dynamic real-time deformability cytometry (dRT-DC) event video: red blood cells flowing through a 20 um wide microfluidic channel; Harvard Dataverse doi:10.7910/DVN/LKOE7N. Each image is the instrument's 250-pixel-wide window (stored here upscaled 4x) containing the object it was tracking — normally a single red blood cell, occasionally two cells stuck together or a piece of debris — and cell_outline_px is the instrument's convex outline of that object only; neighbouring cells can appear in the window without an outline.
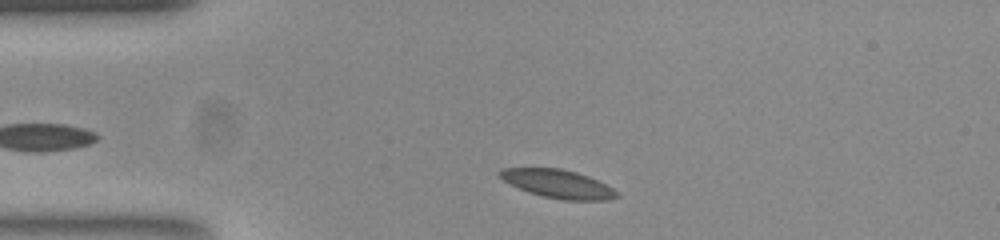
{"species": "common noctule bat (a hibernating species)", "species_latin": "Nyctalus noctula", "temperature_condition": "room temperature", "stored_images_in_passage": 40, "camera_frame_rate_fps": 3000, "um_per_image_px": 0.085, "animal": {"sex": "female", "body_mass_g": 23.0, "forearm_length_mm": 53.4}, "frame": {"image": 1, "passage_image": 3, "time_ms": 0.667, "image_size_px": [1000, 240], "cell_outline_px": [[620, 196], [608, 200], [564, 200], [544, 196], [528, 192], [504, 180], [496, 172], [500, 168], [560, 168], [576, 172], [588, 176], [612, 188]], "centroid_in_image_um": [47.41, 15.62], "position_along_channel_um": 37.6, "area_um2": 19.07}}
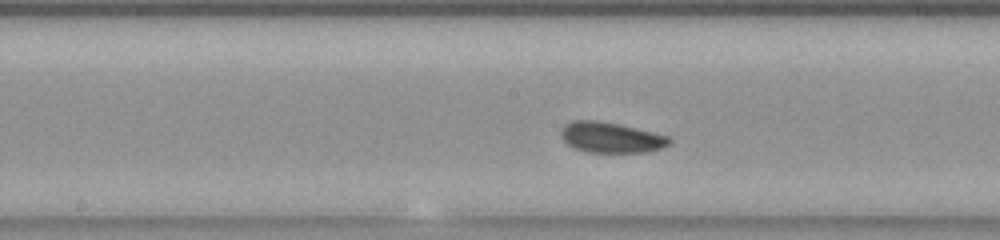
{"frame": {"image": 2, "passage_image": 18, "time_ms": 5.667, "image_size_px": [1000, 240], "cell_outline_px": [[672, 140], [664, 148], [648, 152], [588, 152], [576, 148], [568, 144], [560, 136], [560, 132], [564, 124], [572, 120], [596, 120], [620, 124], [668, 136]], "centroid_in_image_um": [51.93, 11.68], "position_along_channel_um": 196.3, "area_um2": 19.31}}
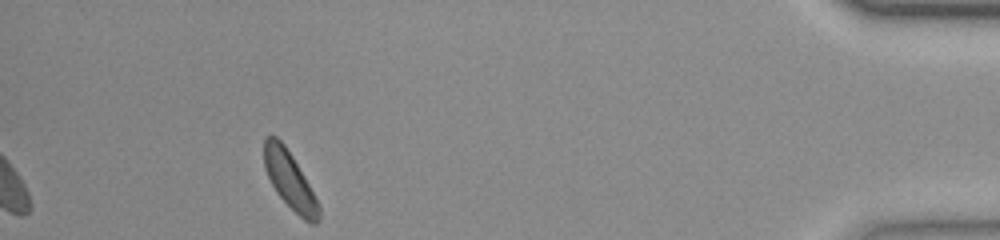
{"frame": {"image": 3, "passage_image": 40, "time_ms": 13.0, "image_size_px": [1000, 240], "cell_outline_px": [[320, 216], [316, 224], [312, 224], [304, 220], [276, 192], [264, 168], [264, 136], [276, 136], [284, 144], [292, 156], [320, 204]], "centroid_in_image_um": [24.63, 15.31], "position_along_channel_um": 410.6, "area_um2": 17.98}, "authors_computed_cell_mechanics": {"area_um2": 18.9584, "velocity_mm_per_s": 3.786, "shape_relaxation_time_tau1_ms": 2.0923, "shape_relaxation_time_tau2_ms": 3.4103, "deformation_change_tau1": 0.0612, "deformation_change_tau2": 0.0795}}